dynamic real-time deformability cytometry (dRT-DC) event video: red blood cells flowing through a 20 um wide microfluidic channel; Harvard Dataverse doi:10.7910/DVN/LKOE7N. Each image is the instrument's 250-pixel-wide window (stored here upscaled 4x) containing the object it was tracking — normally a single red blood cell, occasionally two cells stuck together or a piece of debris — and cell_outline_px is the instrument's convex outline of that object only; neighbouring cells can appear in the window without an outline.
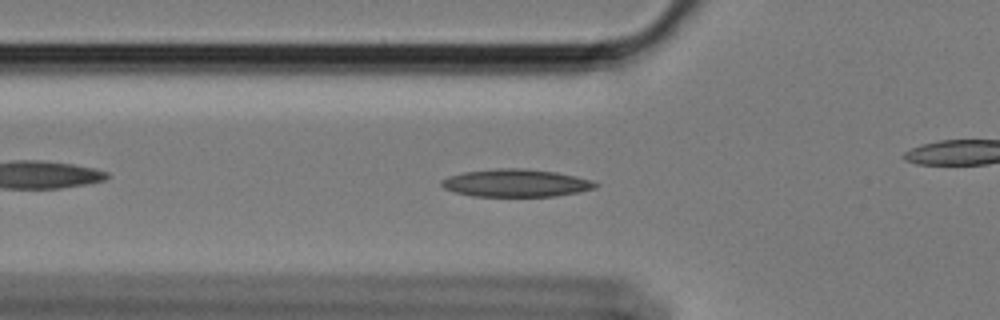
{"species": "Egyptian fruit bat (a non-hibernating species)", "species_latin": "Rousettus aegyptiacus", "temperature_condition": "cold", "stored_images_in_passage": 60, "camera_frame_rate_fps": 3000, "um_per_image_px": 0.085, "animal": {"sex": "female"}, "frame": {"image": 1, "passage_image": 20, "time_ms": 6.333, "image_size_px": [1000, 320], "cell_outline_px": [[600, 184], [596, 188], [580, 192], [556, 196], [472, 196], [456, 192], [444, 188], [440, 184], [440, 180], [448, 176], [464, 172], [496, 168], [524, 168], [556, 172], [576, 176], [592, 180]], "centroid_in_image_um": [43.88, 15.55], "position_along_channel_um": 81.9, "area_um2": 24.97}}
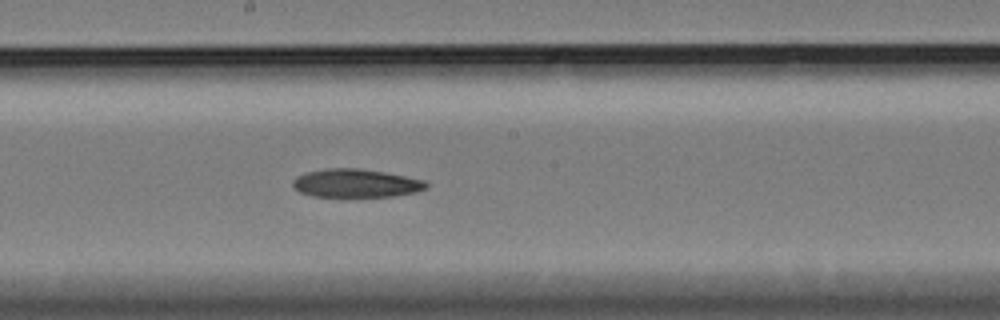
{"frame": {"image": 2, "passage_image": 32, "time_ms": 10.333, "image_size_px": [1000, 320], "cell_outline_px": [[428, 188], [416, 192], [392, 196], [312, 196], [300, 192], [292, 188], [292, 180], [296, 176], [308, 172], [324, 168], [360, 168], [384, 172], [424, 180], [428, 184]], "centroid_in_image_um": [30.22, 15.57], "position_along_channel_um": 218.0, "area_um2": 22.02}}
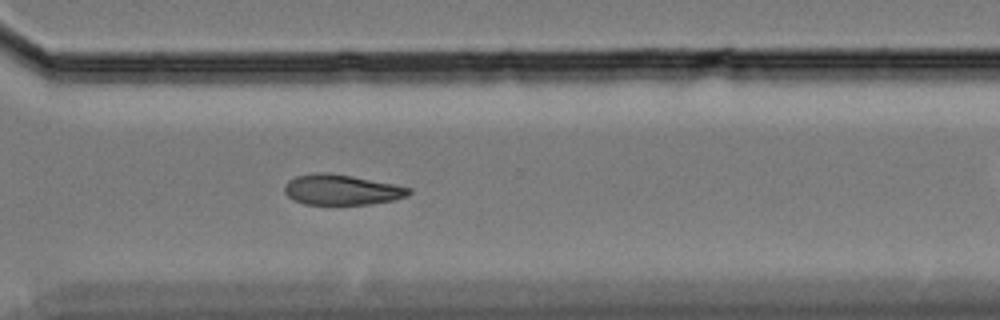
{"frame": {"image": 3, "passage_image": 43, "time_ms": 14.0, "image_size_px": [1000, 320], "cell_outline_px": [[412, 192], [408, 196], [392, 200], [372, 204], [304, 204], [292, 200], [284, 192], [284, 184], [288, 180], [296, 176], [316, 172], [324, 172], [352, 176], [412, 188]], "centroid_in_image_um": [29.01, 16.13], "position_along_channel_um": 341.6, "area_um2": 22.02}, "authors_computed_cell_mechanics": {"area_um2": 22.8021, "velocity_mm_per_s": 3.3803, "shape_relaxation_time_tau1_ms": null, "shape_relaxation_time_tau2_ms": 5.609, "deformation_change_tau1": null, "deformation_change_tau2": 0.0869}}